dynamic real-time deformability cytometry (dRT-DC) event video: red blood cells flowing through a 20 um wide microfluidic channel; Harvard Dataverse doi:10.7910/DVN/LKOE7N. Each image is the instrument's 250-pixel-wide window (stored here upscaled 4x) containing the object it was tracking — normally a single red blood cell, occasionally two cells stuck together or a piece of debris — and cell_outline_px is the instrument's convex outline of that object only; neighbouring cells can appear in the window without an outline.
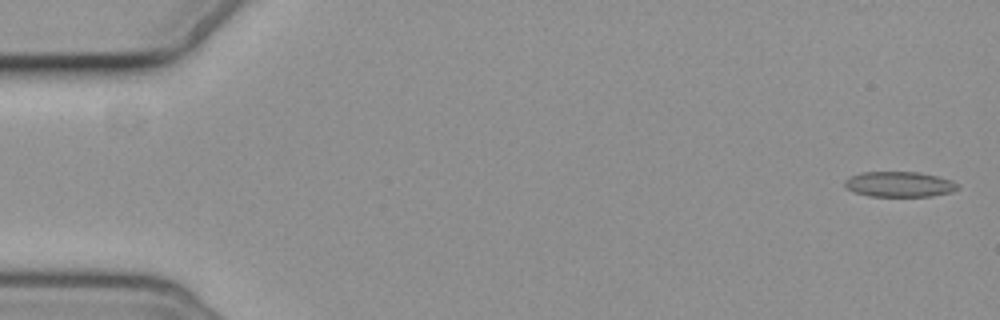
{"species": "common noctule bat (a hibernating species)", "species_latin": "Nyctalus noctula", "temperature_condition": "cold", "stored_images_in_passage": 6, "camera_frame_rate_fps": 3000, "um_per_image_px": 0.085, "animal": {"sex": "female", "body_mass_g": 19.3, "forearm_length_mm": 54.1}, "frame": {"image": 1, "passage_image": 1, "time_ms": 0.0, "image_size_px": [1000, 320], "cell_outline_px": [[960, 188], [952, 192], [932, 196], [868, 196], [856, 192], [848, 188], [844, 184], [844, 180], [860, 172], [920, 172], [952, 180]], "centroid_in_image_um": [76.46, 15.66], "position_along_channel_um": 8.5, "area_um2": 16.59}}
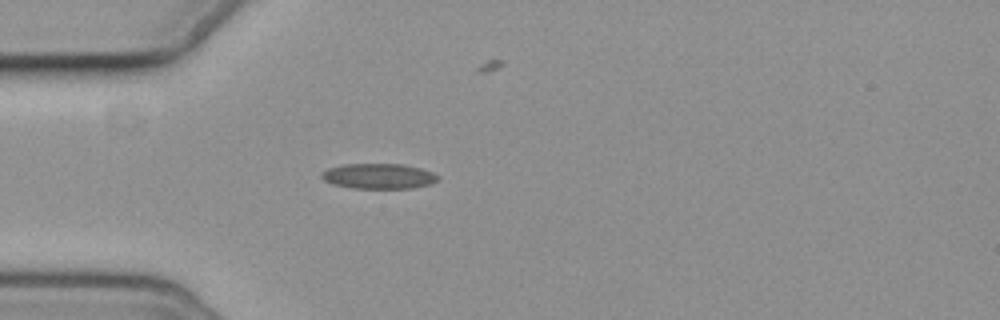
{"frame": {"image": 2, "passage_image": 5, "time_ms": 5.0, "image_size_px": [1000, 320], "cell_outline_px": [[440, 180], [432, 184], [412, 188], [352, 188], [332, 184], [324, 180], [320, 176], [320, 172], [328, 168], [344, 164], [404, 164], [420, 168], [432, 172], [440, 176]], "centroid_in_image_um": [32.2, 14.97], "position_along_channel_um": 52.8, "area_um2": 17.34}}